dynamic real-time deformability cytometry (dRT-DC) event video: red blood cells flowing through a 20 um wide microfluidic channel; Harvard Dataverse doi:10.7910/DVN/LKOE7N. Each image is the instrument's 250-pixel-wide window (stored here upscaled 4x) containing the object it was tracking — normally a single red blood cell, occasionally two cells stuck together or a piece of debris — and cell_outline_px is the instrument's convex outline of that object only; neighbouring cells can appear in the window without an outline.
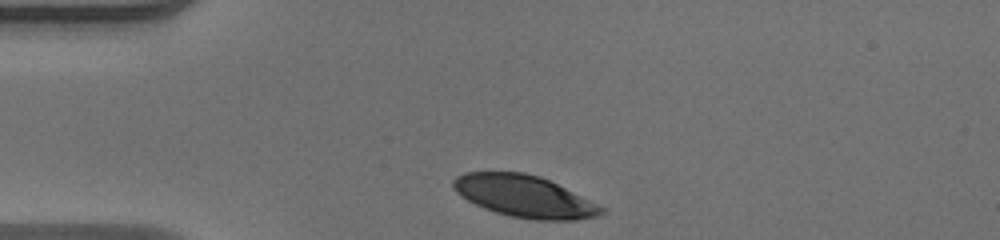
{"species": "human", "species_latin": "Homo sapiens", "temperature_condition": "warm", "stored_images_in_passage": 32, "camera_frame_rate_fps": 3000, "um_per_image_px": 0.085, "donor": {"sex": "male"}, "frame": {"image": 1, "passage_image": 1, "time_ms": 0.0, "image_size_px": [1000, 240], "cell_outline_px": [[604, 212], [596, 216], [576, 220], [536, 220], [512, 216], [496, 212], [484, 208], [468, 200], [456, 192], [452, 188], [452, 180], [456, 176], [464, 172], [524, 172], [540, 176], [604, 208]], "centroid_in_image_um": [44.51, 16.68], "position_along_channel_um": 40.5, "area_um2": 35.6}}
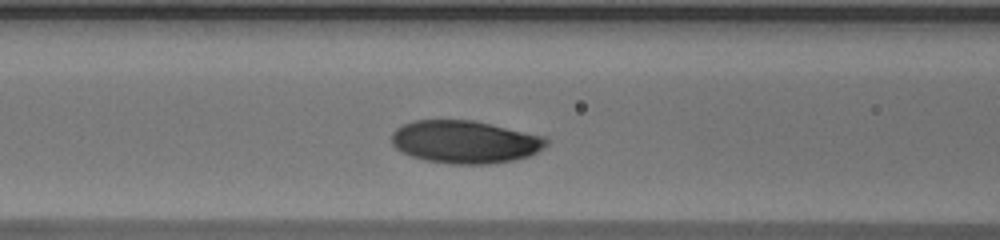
{"frame": {"image": 2, "passage_image": 10, "time_ms": 3.0, "image_size_px": [1000, 240], "cell_outline_px": [[548, 144], [544, 148], [528, 156], [512, 160], [492, 164], [448, 164], [424, 160], [400, 152], [392, 144], [392, 132], [396, 128], [412, 120], [476, 120], [544, 136], [548, 140]], "centroid_in_image_um": [39.51, 12.06], "position_along_channel_um": 127.1, "area_um2": 38.84}}
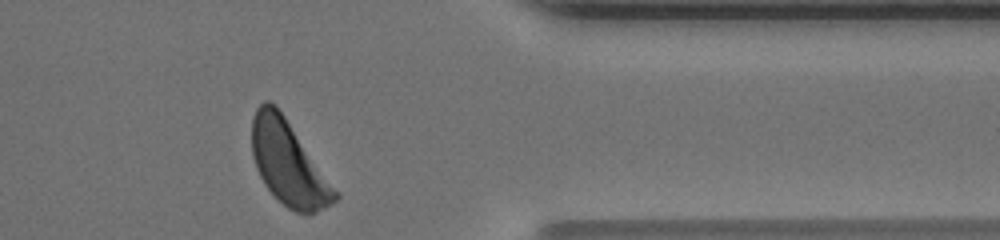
{"frame": {"image": 3, "passage_image": 31, "time_ms": 10.0, "image_size_px": [1000, 240], "cell_outline_px": [[340, 196], [332, 204], [316, 212], [296, 212], [288, 208], [264, 184], [256, 168], [252, 156], [252, 116], [256, 108], [264, 100], [268, 100], [276, 104]], "centroid_in_image_um": [24.48, 13.84], "position_along_channel_um": 386.9, "area_um2": 39.82}, "authors_computed_cell_mechanics": {"area_um2": 39.0439, "velocity_mm_per_s": 3.9337, "shape_relaxation_time_tau1_ms": 2.7682, "shape_relaxation_time_tau2_ms": null, "deformation_change_tau1": 0.1441, "deformation_change_tau2": null}}